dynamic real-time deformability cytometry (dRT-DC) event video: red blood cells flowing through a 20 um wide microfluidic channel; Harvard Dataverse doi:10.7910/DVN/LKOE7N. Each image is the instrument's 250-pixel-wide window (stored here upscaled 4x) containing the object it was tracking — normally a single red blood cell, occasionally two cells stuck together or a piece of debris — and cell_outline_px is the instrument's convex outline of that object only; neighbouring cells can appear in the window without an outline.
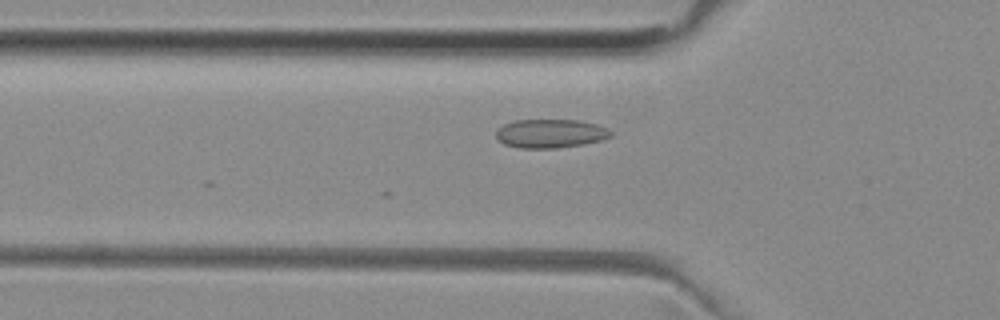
{"species": "common noctule bat (a hibernating species)", "species_latin": "Nyctalus noctula", "temperature_condition": "room temperature", "stored_images_in_passage": 36, "camera_frame_rate_fps": 3000, "um_per_image_px": 0.085, "animal": {"sex": "female", "body_mass_g": 29.2, "forearm_length_mm": 56.3}, "frame": {"image": 1, "passage_image": 7, "time_ms": 2.0, "image_size_px": [1000, 320], "cell_outline_px": [[612, 136], [600, 140], [584, 144], [556, 148], [520, 148], [504, 144], [496, 136], [496, 132], [504, 124], [516, 120], [576, 120], [596, 124], [608, 128], [612, 132]], "centroid_in_image_um": [46.81, 11.35], "position_along_channel_um": 79.0, "area_um2": 19.07}}